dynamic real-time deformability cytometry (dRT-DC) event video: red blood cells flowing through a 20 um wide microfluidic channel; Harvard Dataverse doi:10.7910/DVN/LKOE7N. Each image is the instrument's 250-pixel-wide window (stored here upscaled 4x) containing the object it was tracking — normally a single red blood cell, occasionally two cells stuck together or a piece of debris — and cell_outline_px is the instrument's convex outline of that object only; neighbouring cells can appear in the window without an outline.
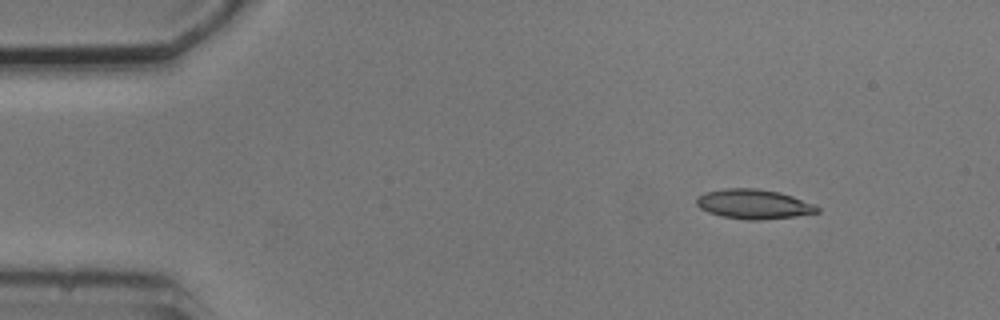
{"species": "common noctule bat (a hibernating species)", "species_latin": "Nyctalus noctula", "temperature_condition": "cold", "stored_images_in_passage": 3, "camera_frame_rate_fps": 3000, "um_per_image_px": 0.085, "animal": {"sex": "male", "body_mass_g": 20.5, "forearm_length_mm": 52.5}, "frame": {"image": 1, "passage_image": 1, "time_ms": 0.0, "image_size_px": [1000, 320], "cell_outline_px": [[820, 212], [792, 216], [760, 220], [744, 220], [720, 216], [708, 212], [700, 208], [696, 204], [696, 196], [704, 192], [724, 188], [756, 188], [780, 192], [816, 204], [820, 208]], "centroid_in_image_um": [64.04, 17.34], "position_along_channel_um": 21.0, "area_um2": 21.04}}